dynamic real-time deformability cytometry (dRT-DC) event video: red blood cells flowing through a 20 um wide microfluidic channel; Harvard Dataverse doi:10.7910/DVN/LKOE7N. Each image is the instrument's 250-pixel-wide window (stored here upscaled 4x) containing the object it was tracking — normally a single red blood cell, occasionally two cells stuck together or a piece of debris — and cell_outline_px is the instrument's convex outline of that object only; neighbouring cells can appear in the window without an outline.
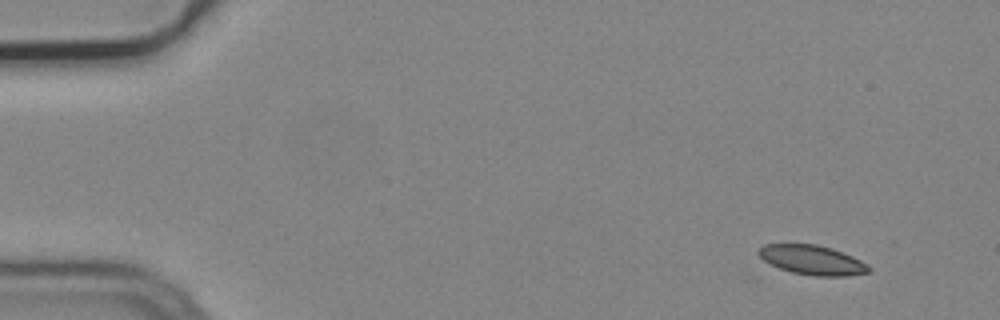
{"species": "common noctule bat (a hibernating species)", "species_latin": "Nyctalus noctula", "temperature_condition": "cold", "stored_images_in_passage": 5, "camera_frame_rate_fps": 3000, "um_per_image_px": 0.085, "animal": {"sex": "male", "body_mass_g": 19.2, "forearm_length_mm": 51.8}, "frame": {"image": 1, "passage_image": 1, "time_ms": 0.0, "image_size_px": [1000, 320], "cell_outline_px": [[872, 268], [868, 272], [848, 276], [816, 276], [792, 272], [780, 268], [764, 260], [756, 252], [764, 244], [816, 244], [832, 248], [852, 256], [868, 264]], "centroid_in_image_um": [69.06, 22.1], "position_along_channel_um": 15.9, "area_um2": 18.84}}
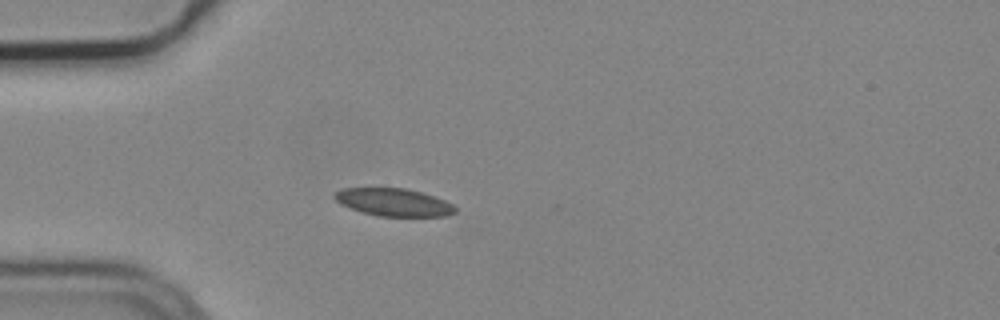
{"frame": {"image": 2, "passage_image": 4, "time_ms": 1.0, "image_size_px": [1000, 320], "cell_outline_px": [[456, 212], [448, 216], [380, 216], [360, 212], [340, 204], [332, 196], [336, 192], [344, 188], [404, 188], [420, 192], [444, 200], [452, 204], [456, 208]], "centroid_in_image_um": [33.44, 17.2], "position_along_channel_um": 51.6, "area_um2": 19.36}}